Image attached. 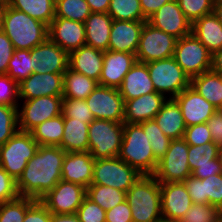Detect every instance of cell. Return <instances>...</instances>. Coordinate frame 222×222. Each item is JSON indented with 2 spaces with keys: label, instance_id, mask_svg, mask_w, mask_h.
Here are the masks:
<instances>
[{
  "label": "cell",
  "instance_id": "43",
  "mask_svg": "<svg viewBox=\"0 0 222 222\" xmlns=\"http://www.w3.org/2000/svg\"><path fill=\"white\" fill-rule=\"evenodd\" d=\"M222 211L216 206L205 203H193L180 222H218Z\"/></svg>",
  "mask_w": 222,
  "mask_h": 222
},
{
  "label": "cell",
  "instance_id": "27",
  "mask_svg": "<svg viewBox=\"0 0 222 222\" xmlns=\"http://www.w3.org/2000/svg\"><path fill=\"white\" fill-rule=\"evenodd\" d=\"M118 89L124 102L156 92L150 79L147 64L137 61L124 76L122 85Z\"/></svg>",
  "mask_w": 222,
  "mask_h": 222
},
{
  "label": "cell",
  "instance_id": "40",
  "mask_svg": "<svg viewBox=\"0 0 222 222\" xmlns=\"http://www.w3.org/2000/svg\"><path fill=\"white\" fill-rule=\"evenodd\" d=\"M92 13L86 0H56L55 17L85 23L87 17Z\"/></svg>",
  "mask_w": 222,
  "mask_h": 222
},
{
  "label": "cell",
  "instance_id": "63",
  "mask_svg": "<svg viewBox=\"0 0 222 222\" xmlns=\"http://www.w3.org/2000/svg\"><path fill=\"white\" fill-rule=\"evenodd\" d=\"M219 157H220L221 162H222V144H221V147H220V154H219Z\"/></svg>",
  "mask_w": 222,
  "mask_h": 222
},
{
  "label": "cell",
  "instance_id": "19",
  "mask_svg": "<svg viewBox=\"0 0 222 222\" xmlns=\"http://www.w3.org/2000/svg\"><path fill=\"white\" fill-rule=\"evenodd\" d=\"M19 101L31 100L41 96H63V74L32 73L18 84Z\"/></svg>",
  "mask_w": 222,
  "mask_h": 222
},
{
  "label": "cell",
  "instance_id": "58",
  "mask_svg": "<svg viewBox=\"0 0 222 222\" xmlns=\"http://www.w3.org/2000/svg\"><path fill=\"white\" fill-rule=\"evenodd\" d=\"M50 222H80L76 213L74 214H52Z\"/></svg>",
  "mask_w": 222,
  "mask_h": 222
},
{
  "label": "cell",
  "instance_id": "29",
  "mask_svg": "<svg viewBox=\"0 0 222 222\" xmlns=\"http://www.w3.org/2000/svg\"><path fill=\"white\" fill-rule=\"evenodd\" d=\"M113 18L108 13H91L85 23L86 45L107 51Z\"/></svg>",
  "mask_w": 222,
  "mask_h": 222
},
{
  "label": "cell",
  "instance_id": "61",
  "mask_svg": "<svg viewBox=\"0 0 222 222\" xmlns=\"http://www.w3.org/2000/svg\"><path fill=\"white\" fill-rule=\"evenodd\" d=\"M213 13L222 24V1H214Z\"/></svg>",
  "mask_w": 222,
  "mask_h": 222
},
{
  "label": "cell",
  "instance_id": "32",
  "mask_svg": "<svg viewBox=\"0 0 222 222\" xmlns=\"http://www.w3.org/2000/svg\"><path fill=\"white\" fill-rule=\"evenodd\" d=\"M190 86L218 110L222 109V75L212 70L203 72L191 78Z\"/></svg>",
  "mask_w": 222,
  "mask_h": 222
},
{
  "label": "cell",
  "instance_id": "52",
  "mask_svg": "<svg viewBox=\"0 0 222 222\" xmlns=\"http://www.w3.org/2000/svg\"><path fill=\"white\" fill-rule=\"evenodd\" d=\"M131 207L125 200L106 211V222H133Z\"/></svg>",
  "mask_w": 222,
  "mask_h": 222
},
{
  "label": "cell",
  "instance_id": "15",
  "mask_svg": "<svg viewBox=\"0 0 222 222\" xmlns=\"http://www.w3.org/2000/svg\"><path fill=\"white\" fill-rule=\"evenodd\" d=\"M147 21L177 39L191 33L192 23L185 17L177 0H171L164 4Z\"/></svg>",
  "mask_w": 222,
  "mask_h": 222
},
{
  "label": "cell",
  "instance_id": "26",
  "mask_svg": "<svg viewBox=\"0 0 222 222\" xmlns=\"http://www.w3.org/2000/svg\"><path fill=\"white\" fill-rule=\"evenodd\" d=\"M104 53L105 51L95 49L92 46L83 45L69 53L68 68L94 79L99 84Z\"/></svg>",
  "mask_w": 222,
  "mask_h": 222
},
{
  "label": "cell",
  "instance_id": "2",
  "mask_svg": "<svg viewBox=\"0 0 222 222\" xmlns=\"http://www.w3.org/2000/svg\"><path fill=\"white\" fill-rule=\"evenodd\" d=\"M133 222H156L162 217L160 182L153 175H141L126 192Z\"/></svg>",
  "mask_w": 222,
  "mask_h": 222
},
{
  "label": "cell",
  "instance_id": "8",
  "mask_svg": "<svg viewBox=\"0 0 222 222\" xmlns=\"http://www.w3.org/2000/svg\"><path fill=\"white\" fill-rule=\"evenodd\" d=\"M173 58L190 79L211 70L212 54L192 32L177 39Z\"/></svg>",
  "mask_w": 222,
  "mask_h": 222
},
{
  "label": "cell",
  "instance_id": "20",
  "mask_svg": "<svg viewBox=\"0 0 222 222\" xmlns=\"http://www.w3.org/2000/svg\"><path fill=\"white\" fill-rule=\"evenodd\" d=\"M136 62L135 54L111 50L105 51L99 85L119 88L122 85L124 76Z\"/></svg>",
  "mask_w": 222,
  "mask_h": 222
},
{
  "label": "cell",
  "instance_id": "14",
  "mask_svg": "<svg viewBox=\"0 0 222 222\" xmlns=\"http://www.w3.org/2000/svg\"><path fill=\"white\" fill-rule=\"evenodd\" d=\"M85 196L83 186L60 180L40 201L52 214H74Z\"/></svg>",
  "mask_w": 222,
  "mask_h": 222
},
{
  "label": "cell",
  "instance_id": "42",
  "mask_svg": "<svg viewBox=\"0 0 222 222\" xmlns=\"http://www.w3.org/2000/svg\"><path fill=\"white\" fill-rule=\"evenodd\" d=\"M35 199L21 197L0 204V222H23L26 210L35 202Z\"/></svg>",
  "mask_w": 222,
  "mask_h": 222
},
{
  "label": "cell",
  "instance_id": "36",
  "mask_svg": "<svg viewBox=\"0 0 222 222\" xmlns=\"http://www.w3.org/2000/svg\"><path fill=\"white\" fill-rule=\"evenodd\" d=\"M86 196L105 211L126 200V192L98 184H90L86 188Z\"/></svg>",
  "mask_w": 222,
  "mask_h": 222
},
{
  "label": "cell",
  "instance_id": "6",
  "mask_svg": "<svg viewBox=\"0 0 222 222\" xmlns=\"http://www.w3.org/2000/svg\"><path fill=\"white\" fill-rule=\"evenodd\" d=\"M39 146L30 132L18 130L5 144L0 145V166L17 181Z\"/></svg>",
  "mask_w": 222,
  "mask_h": 222
},
{
  "label": "cell",
  "instance_id": "31",
  "mask_svg": "<svg viewBox=\"0 0 222 222\" xmlns=\"http://www.w3.org/2000/svg\"><path fill=\"white\" fill-rule=\"evenodd\" d=\"M88 123L64 118L63 139L59 147L65 152H88Z\"/></svg>",
  "mask_w": 222,
  "mask_h": 222
},
{
  "label": "cell",
  "instance_id": "51",
  "mask_svg": "<svg viewBox=\"0 0 222 222\" xmlns=\"http://www.w3.org/2000/svg\"><path fill=\"white\" fill-rule=\"evenodd\" d=\"M51 212L40 201L36 200L25 213L23 222H50Z\"/></svg>",
  "mask_w": 222,
  "mask_h": 222
},
{
  "label": "cell",
  "instance_id": "3",
  "mask_svg": "<svg viewBox=\"0 0 222 222\" xmlns=\"http://www.w3.org/2000/svg\"><path fill=\"white\" fill-rule=\"evenodd\" d=\"M118 157L142 175H153L159 162L152 152L147 133L138 123H124Z\"/></svg>",
  "mask_w": 222,
  "mask_h": 222
},
{
  "label": "cell",
  "instance_id": "55",
  "mask_svg": "<svg viewBox=\"0 0 222 222\" xmlns=\"http://www.w3.org/2000/svg\"><path fill=\"white\" fill-rule=\"evenodd\" d=\"M220 173H222V162L220 157H217L214 159V165L199 166L191 172V175L198 179H205Z\"/></svg>",
  "mask_w": 222,
  "mask_h": 222
},
{
  "label": "cell",
  "instance_id": "50",
  "mask_svg": "<svg viewBox=\"0 0 222 222\" xmlns=\"http://www.w3.org/2000/svg\"><path fill=\"white\" fill-rule=\"evenodd\" d=\"M18 197L16 181L0 166V204Z\"/></svg>",
  "mask_w": 222,
  "mask_h": 222
},
{
  "label": "cell",
  "instance_id": "41",
  "mask_svg": "<svg viewBox=\"0 0 222 222\" xmlns=\"http://www.w3.org/2000/svg\"><path fill=\"white\" fill-rule=\"evenodd\" d=\"M139 124L144 132L147 133V139L150 141L152 152L159 161L166 154L171 139L162 132L154 119Z\"/></svg>",
  "mask_w": 222,
  "mask_h": 222
},
{
  "label": "cell",
  "instance_id": "28",
  "mask_svg": "<svg viewBox=\"0 0 222 222\" xmlns=\"http://www.w3.org/2000/svg\"><path fill=\"white\" fill-rule=\"evenodd\" d=\"M191 32L212 55L222 49V24L213 12L195 20Z\"/></svg>",
  "mask_w": 222,
  "mask_h": 222
},
{
  "label": "cell",
  "instance_id": "60",
  "mask_svg": "<svg viewBox=\"0 0 222 222\" xmlns=\"http://www.w3.org/2000/svg\"><path fill=\"white\" fill-rule=\"evenodd\" d=\"M8 7V0H0V31L3 29L4 14Z\"/></svg>",
  "mask_w": 222,
  "mask_h": 222
},
{
  "label": "cell",
  "instance_id": "21",
  "mask_svg": "<svg viewBox=\"0 0 222 222\" xmlns=\"http://www.w3.org/2000/svg\"><path fill=\"white\" fill-rule=\"evenodd\" d=\"M183 183L193 203H208L222 211V173L205 179L190 175Z\"/></svg>",
  "mask_w": 222,
  "mask_h": 222
},
{
  "label": "cell",
  "instance_id": "59",
  "mask_svg": "<svg viewBox=\"0 0 222 222\" xmlns=\"http://www.w3.org/2000/svg\"><path fill=\"white\" fill-rule=\"evenodd\" d=\"M211 70L222 75V49L212 55Z\"/></svg>",
  "mask_w": 222,
  "mask_h": 222
},
{
  "label": "cell",
  "instance_id": "48",
  "mask_svg": "<svg viewBox=\"0 0 222 222\" xmlns=\"http://www.w3.org/2000/svg\"><path fill=\"white\" fill-rule=\"evenodd\" d=\"M80 222H106V211L87 196L76 212Z\"/></svg>",
  "mask_w": 222,
  "mask_h": 222
},
{
  "label": "cell",
  "instance_id": "49",
  "mask_svg": "<svg viewBox=\"0 0 222 222\" xmlns=\"http://www.w3.org/2000/svg\"><path fill=\"white\" fill-rule=\"evenodd\" d=\"M188 145L200 146L212 142L213 138L207 123L186 127L183 137Z\"/></svg>",
  "mask_w": 222,
  "mask_h": 222
},
{
  "label": "cell",
  "instance_id": "56",
  "mask_svg": "<svg viewBox=\"0 0 222 222\" xmlns=\"http://www.w3.org/2000/svg\"><path fill=\"white\" fill-rule=\"evenodd\" d=\"M171 0H140L143 15L148 19L159 8Z\"/></svg>",
  "mask_w": 222,
  "mask_h": 222
},
{
  "label": "cell",
  "instance_id": "46",
  "mask_svg": "<svg viewBox=\"0 0 222 222\" xmlns=\"http://www.w3.org/2000/svg\"><path fill=\"white\" fill-rule=\"evenodd\" d=\"M185 17L193 23L204 15L213 12L214 0H177Z\"/></svg>",
  "mask_w": 222,
  "mask_h": 222
},
{
  "label": "cell",
  "instance_id": "35",
  "mask_svg": "<svg viewBox=\"0 0 222 222\" xmlns=\"http://www.w3.org/2000/svg\"><path fill=\"white\" fill-rule=\"evenodd\" d=\"M64 118L58 115L33 128L30 133L40 146H59L63 139Z\"/></svg>",
  "mask_w": 222,
  "mask_h": 222
},
{
  "label": "cell",
  "instance_id": "57",
  "mask_svg": "<svg viewBox=\"0 0 222 222\" xmlns=\"http://www.w3.org/2000/svg\"><path fill=\"white\" fill-rule=\"evenodd\" d=\"M92 13H107L110 0H86Z\"/></svg>",
  "mask_w": 222,
  "mask_h": 222
},
{
  "label": "cell",
  "instance_id": "39",
  "mask_svg": "<svg viewBox=\"0 0 222 222\" xmlns=\"http://www.w3.org/2000/svg\"><path fill=\"white\" fill-rule=\"evenodd\" d=\"M113 20L147 21L140 6V0H110L107 12Z\"/></svg>",
  "mask_w": 222,
  "mask_h": 222
},
{
  "label": "cell",
  "instance_id": "17",
  "mask_svg": "<svg viewBox=\"0 0 222 222\" xmlns=\"http://www.w3.org/2000/svg\"><path fill=\"white\" fill-rule=\"evenodd\" d=\"M48 37L68 54L86 45L84 23L55 17L48 27Z\"/></svg>",
  "mask_w": 222,
  "mask_h": 222
},
{
  "label": "cell",
  "instance_id": "13",
  "mask_svg": "<svg viewBox=\"0 0 222 222\" xmlns=\"http://www.w3.org/2000/svg\"><path fill=\"white\" fill-rule=\"evenodd\" d=\"M85 101L95 119L124 123L125 102L118 88L98 85Z\"/></svg>",
  "mask_w": 222,
  "mask_h": 222
},
{
  "label": "cell",
  "instance_id": "45",
  "mask_svg": "<svg viewBox=\"0 0 222 222\" xmlns=\"http://www.w3.org/2000/svg\"><path fill=\"white\" fill-rule=\"evenodd\" d=\"M18 130V108L0 105V145L5 144Z\"/></svg>",
  "mask_w": 222,
  "mask_h": 222
},
{
  "label": "cell",
  "instance_id": "9",
  "mask_svg": "<svg viewBox=\"0 0 222 222\" xmlns=\"http://www.w3.org/2000/svg\"><path fill=\"white\" fill-rule=\"evenodd\" d=\"M119 157L95 160L91 184L113 187L127 192L141 176Z\"/></svg>",
  "mask_w": 222,
  "mask_h": 222
},
{
  "label": "cell",
  "instance_id": "37",
  "mask_svg": "<svg viewBox=\"0 0 222 222\" xmlns=\"http://www.w3.org/2000/svg\"><path fill=\"white\" fill-rule=\"evenodd\" d=\"M34 59L30 55V50L14 49L7 75L18 84L21 83L34 72Z\"/></svg>",
  "mask_w": 222,
  "mask_h": 222
},
{
  "label": "cell",
  "instance_id": "34",
  "mask_svg": "<svg viewBox=\"0 0 222 222\" xmlns=\"http://www.w3.org/2000/svg\"><path fill=\"white\" fill-rule=\"evenodd\" d=\"M8 5L28 14L48 27L55 18L54 0H8Z\"/></svg>",
  "mask_w": 222,
  "mask_h": 222
},
{
  "label": "cell",
  "instance_id": "38",
  "mask_svg": "<svg viewBox=\"0 0 222 222\" xmlns=\"http://www.w3.org/2000/svg\"><path fill=\"white\" fill-rule=\"evenodd\" d=\"M221 144L215 141L204 145H188V163L191 172L199 166L214 165V159L219 157Z\"/></svg>",
  "mask_w": 222,
  "mask_h": 222
},
{
  "label": "cell",
  "instance_id": "24",
  "mask_svg": "<svg viewBox=\"0 0 222 222\" xmlns=\"http://www.w3.org/2000/svg\"><path fill=\"white\" fill-rule=\"evenodd\" d=\"M168 96L153 92L125 101L124 123H141L154 119Z\"/></svg>",
  "mask_w": 222,
  "mask_h": 222
},
{
  "label": "cell",
  "instance_id": "7",
  "mask_svg": "<svg viewBox=\"0 0 222 222\" xmlns=\"http://www.w3.org/2000/svg\"><path fill=\"white\" fill-rule=\"evenodd\" d=\"M157 93L175 98L190 86L191 79L172 57L146 63ZM168 93V94H167Z\"/></svg>",
  "mask_w": 222,
  "mask_h": 222
},
{
  "label": "cell",
  "instance_id": "10",
  "mask_svg": "<svg viewBox=\"0 0 222 222\" xmlns=\"http://www.w3.org/2000/svg\"><path fill=\"white\" fill-rule=\"evenodd\" d=\"M191 175L188 144L184 138L171 139L166 154L159 160L153 176L160 182H183Z\"/></svg>",
  "mask_w": 222,
  "mask_h": 222
},
{
  "label": "cell",
  "instance_id": "16",
  "mask_svg": "<svg viewBox=\"0 0 222 222\" xmlns=\"http://www.w3.org/2000/svg\"><path fill=\"white\" fill-rule=\"evenodd\" d=\"M34 57V73L64 74L68 69L69 54L55 44L49 37L30 50Z\"/></svg>",
  "mask_w": 222,
  "mask_h": 222
},
{
  "label": "cell",
  "instance_id": "4",
  "mask_svg": "<svg viewBox=\"0 0 222 222\" xmlns=\"http://www.w3.org/2000/svg\"><path fill=\"white\" fill-rule=\"evenodd\" d=\"M14 49L32 50L48 38V26L8 5L3 29Z\"/></svg>",
  "mask_w": 222,
  "mask_h": 222
},
{
  "label": "cell",
  "instance_id": "54",
  "mask_svg": "<svg viewBox=\"0 0 222 222\" xmlns=\"http://www.w3.org/2000/svg\"><path fill=\"white\" fill-rule=\"evenodd\" d=\"M213 141L222 144V109L217 110L207 121Z\"/></svg>",
  "mask_w": 222,
  "mask_h": 222
},
{
  "label": "cell",
  "instance_id": "22",
  "mask_svg": "<svg viewBox=\"0 0 222 222\" xmlns=\"http://www.w3.org/2000/svg\"><path fill=\"white\" fill-rule=\"evenodd\" d=\"M162 217L180 220L193 204L183 182L160 183Z\"/></svg>",
  "mask_w": 222,
  "mask_h": 222
},
{
  "label": "cell",
  "instance_id": "23",
  "mask_svg": "<svg viewBox=\"0 0 222 222\" xmlns=\"http://www.w3.org/2000/svg\"><path fill=\"white\" fill-rule=\"evenodd\" d=\"M145 22L113 20L108 50L136 54Z\"/></svg>",
  "mask_w": 222,
  "mask_h": 222
},
{
  "label": "cell",
  "instance_id": "33",
  "mask_svg": "<svg viewBox=\"0 0 222 222\" xmlns=\"http://www.w3.org/2000/svg\"><path fill=\"white\" fill-rule=\"evenodd\" d=\"M98 82L70 68L63 74V98L85 100L98 86Z\"/></svg>",
  "mask_w": 222,
  "mask_h": 222
},
{
  "label": "cell",
  "instance_id": "25",
  "mask_svg": "<svg viewBox=\"0 0 222 222\" xmlns=\"http://www.w3.org/2000/svg\"><path fill=\"white\" fill-rule=\"evenodd\" d=\"M94 163L95 159L90 152H66L61 180L87 188L93 178Z\"/></svg>",
  "mask_w": 222,
  "mask_h": 222
},
{
  "label": "cell",
  "instance_id": "12",
  "mask_svg": "<svg viewBox=\"0 0 222 222\" xmlns=\"http://www.w3.org/2000/svg\"><path fill=\"white\" fill-rule=\"evenodd\" d=\"M62 96H41L31 100H23L18 106V128L30 132L46 120L61 115ZM21 108V110H20Z\"/></svg>",
  "mask_w": 222,
  "mask_h": 222
},
{
  "label": "cell",
  "instance_id": "5",
  "mask_svg": "<svg viewBox=\"0 0 222 222\" xmlns=\"http://www.w3.org/2000/svg\"><path fill=\"white\" fill-rule=\"evenodd\" d=\"M124 123L94 119L88 127V152L95 160L118 157Z\"/></svg>",
  "mask_w": 222,
  "mask_h": 222
},
{
  "label": "cell",
  "instance_id": "30",
  "mask_svg": "<svg viewBox=\"0 0 222 222\" xmlns=\"http://www.w3.org/2000/svg\"><path fill=\"white\" fill-rule=\"evenodd\" d=\"M154 120L162 132L170 139L183 138L186 124L182 111L174 98H168Z\"/></svg>",
  "mask_w": 222,
  "mask_h": 222
},
{
  "label": "cell",
  "instance_id": "18",
  "mask_svg": "<svg viewBox=\"0 0 222 222\" xmlns=\"http://www.w3.org/2000/svg\"><path fill=\"white\" fill-rule=\"evenodd\" d=\"M174 99L181 108L186 127L207 123L218 110L191 86L185 88Z\"/></svg>",
  "mask_w": 222,
  "mask_h": 222
},
{
  "label": "cell",
  "instance_id": "53",
  "mask_svg": "<svg viewBox=\"0 0 222 222\" xmlns=\"http://www.w3.org/2000/svg\"><path fill=\"white\" fill-rule=\"evenodd\" d=\"M14 52V47L10 39L4 33L3 30L0 31V75L7 74L8 64L12 58Z\"/></svg>",
  "mask_w": 222,
  "mask_h": 222
},
{
  "label": "cell",
  "instance_id": "1",
  "mask_svg": "<svg viewBox=\"0 0 222 222\" xmlns=\"http://www.w3.org/2000/svg\"><path fill=\"white\" fill-rule=\"evenodd\" d=\"M65 154L59 146H39L16 181L19 196L40 200L52 190L61 180Z\"/></svg>",
  "mask_w": 222,
  "mask_h": 222
},
{
  "label": "cell",
  "instance_id": "47",
  "mask_svg": "<svg viewBox=\"0 0 222 222\" xmlns=\"http://www.w3.org/2000/svg\"><path fill=\"white\" fill-rule=\"evenodd\" d=\"M19 86L7 74L0 75V105L17 107L19 103Z\"/></svg>",
  "mask_w": 222,
  "mask_h": 222
},
{
  "label": "cell",
  "instance_id": "64",
  "mask_svg": "<svg viewBox=\"0 0 222 222\" xmlns=\"http://www.w3.org/2000/svg\"><path fill=\"white\" fill-rule=\"evenodd\" d=\"M218 222H222V215L219 217Z\"/></svg>",
  "mask_w": 222,
  "mask_h": 222
},
{
  "label": "cell",
  "instance_id": "11",
  "mask_svg": "<svg viewBox=\"0 0 222 222\" xmlns=\"http://www.w3.org/2000/svg\"><path fill=\"white\" fill-rule=\"evenodd\" d=\"M177 38L145 22L136 52V60L141 63L172 57Z\"/></svg>",
  "mask_w": 222,
  "mask_h": 222
},
{
  "label": "cell",
  "instance_id": "44",
  "mask_svg": "<svg viewBox=\"0 0 222 222\" xmlns=\"http://www.w3.org/2000/svg\"><path fill=\"white\" fill-rule=\"evenodd\" d=\"M61 114L63 118H74L90 124L95 118L85 100L63 98Z\"/></svg>",
  "mask_w": 222,
  "mask_h": 222
},
{
  "label": "cell",
  "instance_id": "62",
  "mask_svg": "<svg viewBox=\"0 0 222 222\" xmlns=\"http://www.w3.org/2000/svg\"><path fill=\"white\" fill-rule=\"evenodd\" d=\"M156 222H180V220L169 219L165 217H160Z\"/></svg>",
  "mask_w": 222,
  "mask_h": 222
}]
</instances>
